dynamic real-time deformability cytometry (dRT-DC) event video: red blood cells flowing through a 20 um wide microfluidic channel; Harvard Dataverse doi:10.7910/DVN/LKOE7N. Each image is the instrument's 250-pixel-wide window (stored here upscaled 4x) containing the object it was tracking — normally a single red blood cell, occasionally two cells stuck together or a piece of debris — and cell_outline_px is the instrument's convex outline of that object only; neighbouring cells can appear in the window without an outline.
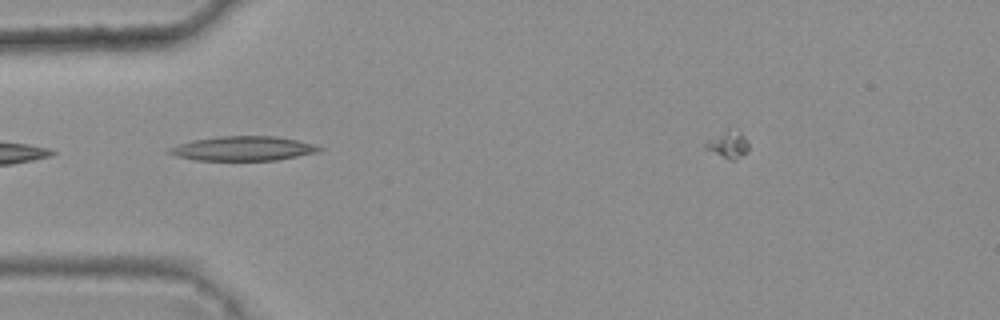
{"species": "common noctule bat (a hibernating species)", "species_latin": "Nyctalus noctula", "temperature_condition": "warm", "stored_images_in_passage": 5, "camera_frame_rate_fps": 3000, "um_per_image_px": 0.085, "animal": {"sex": "female", "body_mass_g": 25.1}, "frame": {"image": 1, "passage_image": 2, "time_ms": 0.333, "image_size_px": [1000, 320], "cell_outline_px": [[324, 148], [320, 152], [276, 160], [196, 160], [176, 156], [168, 152], [168, 148], [192, 140], [220, 136], [276, 136], [296, 140], [312, 144]], "centroid_in_image_um": [20.68, 12.62], "position_along_channel_um": 64.3, "area_um2": 21.21}}
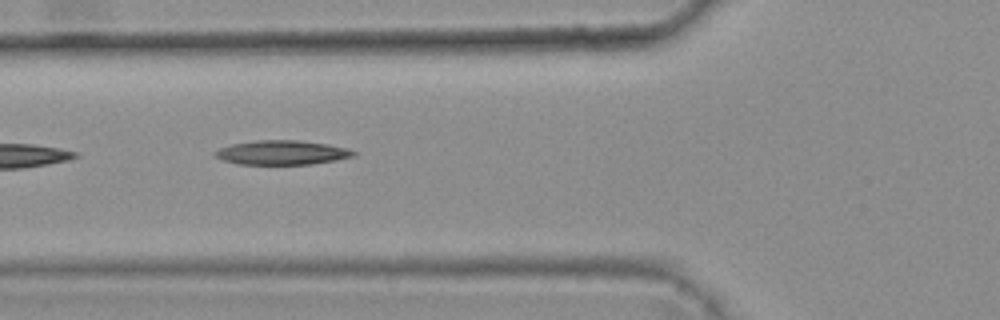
{"frame": {"image": 2, "passage_image": 3, "time_ms": 0.667, "image_size_px": [1000, 320], "cell_outline_px": [[356, 156], [336, 160], [312, 164], [236, 164], [224, 160], [216, 156], [212, 152], [220, 148], [232, 144], [256, 140], [300, 140], [328, 144], [348, 148], [356, 152]], "centroid_in_image_um": [23.99, 12.96], "position_along_channel_um": 101.8, "area_um2": 19.65}}
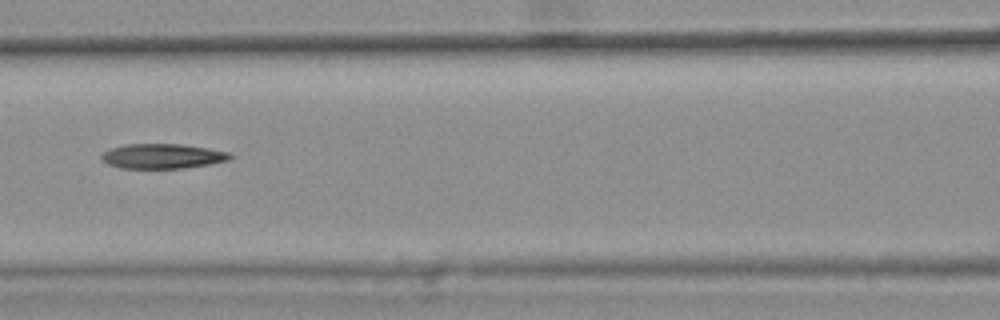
{"frame": {"image": 3, "passage_image": 4, "time_ms": 1.0, "image_size_px": [1000, 320], "cell_outline_px": [[232, 156], [228, 160], [208, 164], [184, 168], [120, 168], [108, 164], [100, 156], [104, 152], [112, 148], [124, 144], [180, 144], [208, 148], [228, 152]], "centroid_in_image_um": [13.79, 13.27], "position_along_channel_um": 152.8, "area_um2": 18.38}}